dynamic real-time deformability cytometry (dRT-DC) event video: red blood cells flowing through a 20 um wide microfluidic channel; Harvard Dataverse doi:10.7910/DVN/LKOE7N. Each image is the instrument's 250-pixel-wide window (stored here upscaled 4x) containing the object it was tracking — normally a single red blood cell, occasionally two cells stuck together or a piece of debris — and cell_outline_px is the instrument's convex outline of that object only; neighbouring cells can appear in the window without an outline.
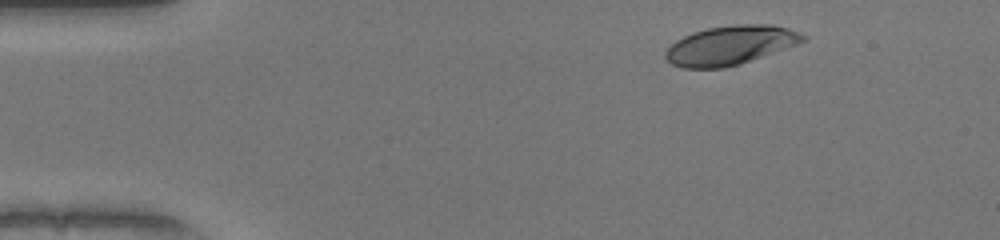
{"species": "human", "species_latin": "Homo sapiens", "temperature_condition": "warm", "stored_images_in_passage": 37, "camera_frame_rate_fps": 3000, "um_per_image_px": 0.085, "donor": {"sex": "female"}, "frame": {"image": 1, "passage_image": 1, "time_ms": 0.0, "image_size_px": [1000, 240], "cell_outline_px": [[808, 40], [740, 64], [724, 68], [684, 68], [672, 64], [664, 56], [664, 52], [676, 40], [692, 32], [704, 28], [736, 24], [772, 24], [788, 28], [800, 32], [808, 36]], "centroid_in_image_um": [62.09, 3.83], "position_along_channel_um": 22.9, "area_um2": 31.44}}
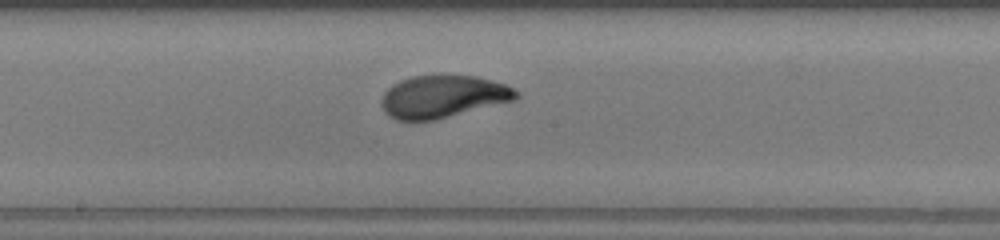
{"frame": {"image": 2, "passage_image": 21, "time_ms": 6.667, "image_size_px": [1000, 240], "cell_outline_px": [[520, 96], [516, 100], [436, 120], [396, 120], [388, 116], [384, 112], [380, 104], [380, 100], [384, 92], [392, 84], [400, 80], [412, 76], [476, 76], [508, 84], [520, 92]], "centroid_in_image_um": [37.67, 8.22], "position_along_channel_um": 210.5, "area_um2": 33.7}}
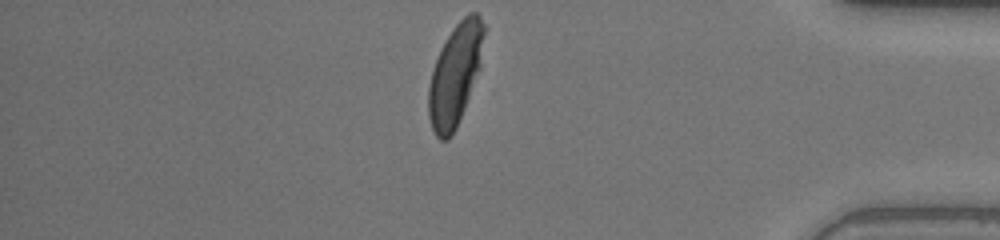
{"frame": {"image": 3, "passage_image": 37, "time_ms": 12.0, "image_size_px": [1000, 240], "cell_outline_px": [[484, 32], [480, 68], [456, 128], [452, 136], [448, 140], [440, 140], [436, 136], [432, 128], [428, 116], [428, 88], [432, 68], [440, 48], [452, 28], [468, 12], [476, 12], [480, 16], [484, 24]], "centroid_in_image_um": [38.67, 6.34], "position_along_channel_um": 396.5, "area_um2": 32.77}, "authors_computed_cell_mechanics": {"area_um2": 33.2928, "velocity_mm_per_s": 4.1141, "shape_relaxation_time_tau1_ms": 3.7105, "shape_relaxation_time_tau2_ms": null, "deformation_change_tau1": 0.2268, "deformation_change_tau2": null}}